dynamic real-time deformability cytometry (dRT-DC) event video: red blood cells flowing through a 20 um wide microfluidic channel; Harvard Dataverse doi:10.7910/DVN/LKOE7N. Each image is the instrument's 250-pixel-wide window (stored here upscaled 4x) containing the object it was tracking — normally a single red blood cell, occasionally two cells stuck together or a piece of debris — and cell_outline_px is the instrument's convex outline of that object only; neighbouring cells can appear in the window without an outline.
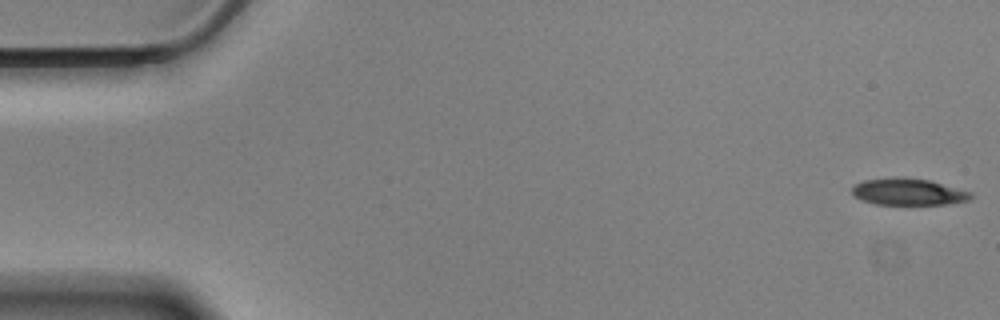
{"species": "Egyptian fruit bat (a non-hibernating species)", "species_latin": "Rousettus aegyptiacus", "temperature_condition": "cold", "stored_images_in_passage": 11, "camera_frame_rate_fps": 3000, "um_per_image_px": 0.085, "animal": {"sex": "male"}, "frame": {"image": 1, "passage_image": 1, "time_ms": 0.0, "image_size_px": [1000, 320], "cell_outline_px": [[972, 196], [968, 200], [948, 204], [876, 204], [860, 200], [852, 196], [852, 188], [856, 184], [864, 180], [892, 176], [904, 176], [928, 180], [972, 192]], "centroid_in_image_um": [77.15, 16.29], "position_along_channel_um": 7.8, "area_um2": 18.67}}